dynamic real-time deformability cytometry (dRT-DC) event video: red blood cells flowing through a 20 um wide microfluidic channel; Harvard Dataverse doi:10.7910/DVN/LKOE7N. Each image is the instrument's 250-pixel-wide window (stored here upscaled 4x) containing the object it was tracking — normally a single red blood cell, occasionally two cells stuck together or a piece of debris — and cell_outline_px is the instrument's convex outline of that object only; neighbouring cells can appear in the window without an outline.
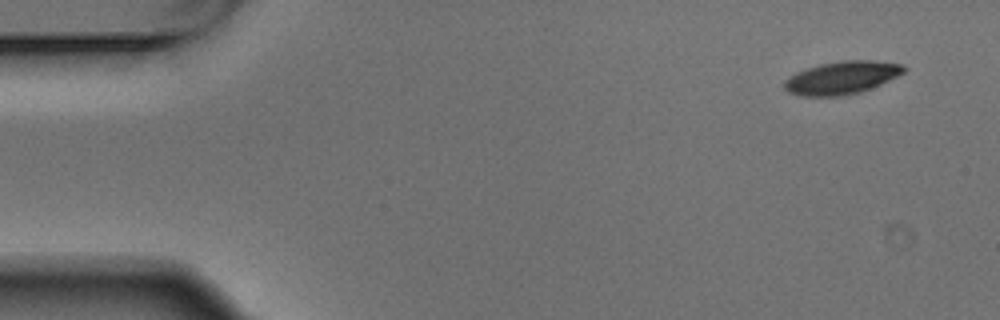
{"species": "Egyptian fruit bat (a non-hibernating species)", "species_latin": "Rousettus aegyptiacus", "temperature_condition": "warm", "stored_images_in_passage": 5, "camera_frame_rate_fps": 3000, "um_per_image_px": 0.085, "animal": {"sex": "male"}, "frame": {"image": 1, "passage_image": 1, "time_ms": 0.0, "image_size_px": [1000, 320], "cell_outline_px": [[908, 68], [904, 72], [880, 84], [860, 92], [840, 96], [800, 96], [788, 92], [784, 88], [784, 80], [796, 72], [820, 64], [844, 60], [872, 60], [904, 64]], "centroid_in_image_um": [71.55, 6.6], "position_along_channel_um": 13.5, "area_um2": 22.83}}
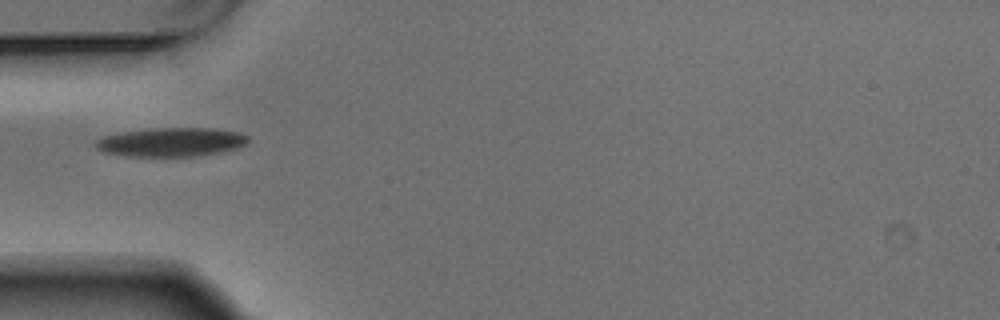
{"frame": {"image": 2, "passage_image": 5, "time_ms": 1.333, "image_size_px": [1000, 320], "cell_outline_px": [[248, 144], [240, 148], [204, 156], [124, 156], [100, 152], [92, 144], [100, 136], [148, 128], [216, 128], [240, 132], [248, 136]], "centroid_in_image_um": [14.55, 12.08], "position_along_channel_um": 70.4, "area_um2": 26.36}}